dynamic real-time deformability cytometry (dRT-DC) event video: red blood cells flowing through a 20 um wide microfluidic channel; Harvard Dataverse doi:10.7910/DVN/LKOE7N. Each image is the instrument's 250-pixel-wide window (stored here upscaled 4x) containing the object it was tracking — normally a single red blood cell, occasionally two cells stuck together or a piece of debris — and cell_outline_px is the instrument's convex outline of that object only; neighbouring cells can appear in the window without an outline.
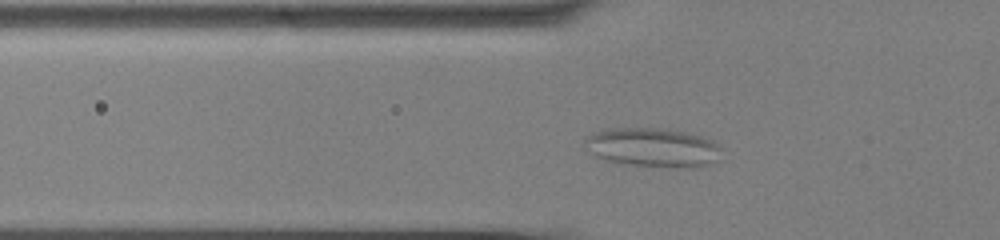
{"species": "common noctule bat (a hibernating species)", "species_latin": "Nyctalus noctula", "temperature_condition": "cold", "stored_images_in_passage": 49, "camera_frame_rate_fps": 3000, "um_per_image_px": 0.085, "animal": {"sex": "male", "body_mass_g": 13.0, "forearm_length_mm": 53.1}, "frame": {"image": 1, "passage_image": 12, "time_ms": 3.667, "image_size_px": [1000, 240], "cell_outline_px": [[724, 160], [708, 164], [680, 168], [624, 164], [608, 160], [596, 156], [584, 148], [584, 140], [592, 132], [604, 128], [664, 128], [684, 132], [700, 136], [712, 140], [720, 148]], "centroid_in_image_um": [55.49, 12.53], "position_along_channel_um": 70.3, "area_um2": 31.44}}
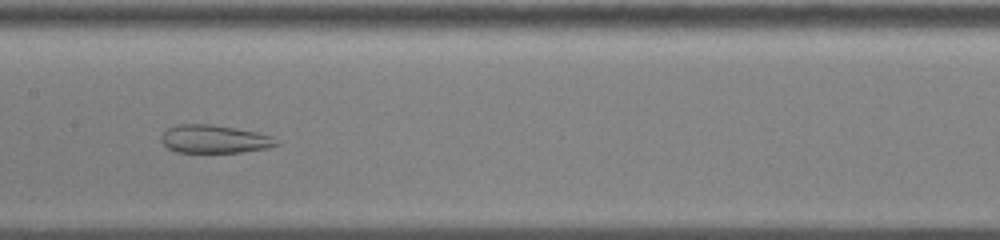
{"frame": {"image": 2, "passage_image": 22, "time_ms": 7.0, "image_size_px": [1000, 240], "cell_outline_px": [[280, 144], [268, 148], [240, 152], [176, 152], [168, 148], [160, 140], [160, 136], [168, 128], [180, 124], [212, 124], [256, 132], [272, 136]], "centroid_in_image_um": [18.21, 11.82], "position_along_channel_um": 189.2, "area_um2": 18.79}}
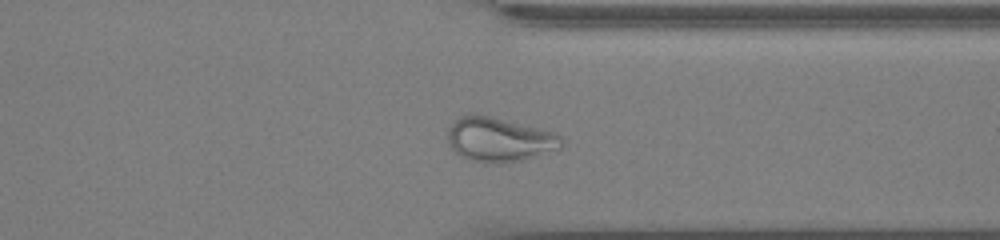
{"frame": {"image": 3, "passage_image": 37, "time_ms": 12.0, "image_size_px": [1000, 240], "cell_outline_px": [[564, 144], [560, 148], [524, 160], [500, 164], [468, 160], [456, 152], [448, 144], [448, 128], [460, 116], [468, 112], [472, 112], [556, 132], [564, 140]], "centroid_in_image_um": [42.44, 11.86], "position_along_channel_um": 369.0, "area_um2": 29.59}, "authors_computed_cell_mechanics": {"area_um2": 29.4202, "velocity_mm_per_s": 3.6004, "shape_relaxation_time_tau1_ms": null, "shape_relaxation_time_tau2_ms": 1.4142, "deformation_change_tau1": null, "deformation_change_tau2": 0.0847}}